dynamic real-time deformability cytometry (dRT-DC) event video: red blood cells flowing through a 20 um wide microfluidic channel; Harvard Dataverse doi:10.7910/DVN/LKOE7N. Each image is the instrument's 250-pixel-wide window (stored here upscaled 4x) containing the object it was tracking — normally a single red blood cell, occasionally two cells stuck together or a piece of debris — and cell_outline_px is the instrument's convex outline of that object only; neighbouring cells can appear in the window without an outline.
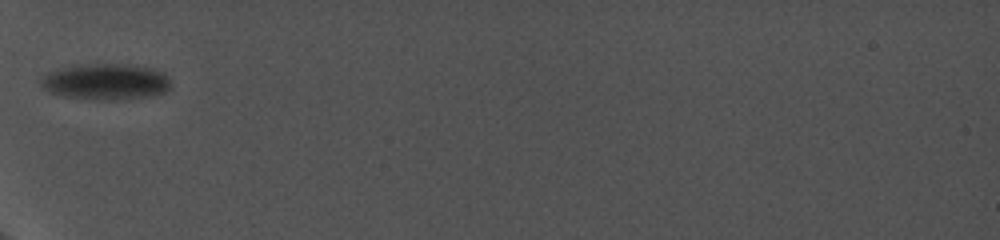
{"species": "common noctule bat (a hibernating species)", "species_latin": "Nyctalus noctula", "temperature_condition": "cold", "stored_images_in_passage": 15, "camera_frame_rate_fps": 5000, "um_per_image_px": 0.085, "animal": {"sex": "female", "body_mass_g": 19.0, "forearm_length_mm": 56.7}, "frame": {"image": 1, "passage_image": 1, "time_ms": 0.0, "image_size_px": [1000, 240], "cell_outline_px": [[172, 88], [156, 96], [128, 100], [96, 100], [64, 96], [52, 92], [44, 88], [40, 84], [40, 76], [48, 72], [60, 68], [80, 64], [132, 64], [152, 68], [168, 76], [172, 80]], "centroid_in_image_um": [9.05, 6.96], "position_along_channel_um": 75.9, "area_um2": 28.03}}